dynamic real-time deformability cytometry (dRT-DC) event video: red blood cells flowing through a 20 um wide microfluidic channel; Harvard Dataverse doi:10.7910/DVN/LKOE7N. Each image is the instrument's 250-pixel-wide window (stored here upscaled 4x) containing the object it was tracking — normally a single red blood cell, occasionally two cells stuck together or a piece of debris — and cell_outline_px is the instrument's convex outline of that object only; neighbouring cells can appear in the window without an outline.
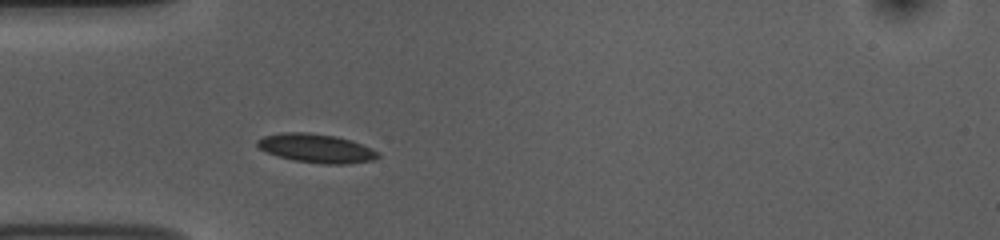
{"species": "common noctule bat (a hibernating species)", "species_latin": "Nyctalus noctula", "temperature_condition": "room temperature", "stored_images_in_passage": 15, "camera_frame_rate_fps": 3000, "um_per_image_px": 0.085, "animal": {"sex": "female", "body_mass_g": 10.0, "forearm_length_mm": 53.1}, "frame": {"image": 1, "passage_image": 5, "time_ms": 1.333, "image_size_px": [1000, 240], "cell_outline_px": [[380, 156], [376, 160], [348, 164], [324, 164], [296, 160], [276, 156], [260, 148], [256, 144], [256, 140], [264, 136], [280, 132], [308, 132], [336, 136], [352, 140], [380, 152]], "centroid_in_image_um": [26.92, 12.6], "position_along_channel_um": 58.1, "area_um2": 20.4}}
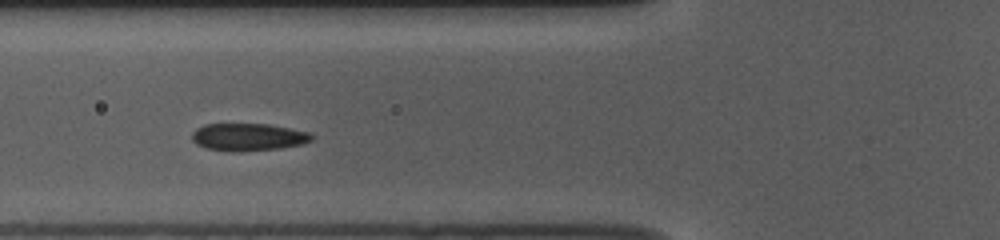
{"frame": {"image": 2, "passage_image": 9, "time_ms": 2.667, "image_size_px": [1000, 240], "cell_outline_px": [[312, 140], [304, 144], [280, 148], [232, 152], [208, 148], [196, 144], [192, 140], [192, 132], [196, 128], [204, 124], [268, 124], [308, 132], [312, 136]], "centroid_in_image_um": [21.07, 11.65], "position_along_channel_um": 104.7, "area_um2": 19.07}}